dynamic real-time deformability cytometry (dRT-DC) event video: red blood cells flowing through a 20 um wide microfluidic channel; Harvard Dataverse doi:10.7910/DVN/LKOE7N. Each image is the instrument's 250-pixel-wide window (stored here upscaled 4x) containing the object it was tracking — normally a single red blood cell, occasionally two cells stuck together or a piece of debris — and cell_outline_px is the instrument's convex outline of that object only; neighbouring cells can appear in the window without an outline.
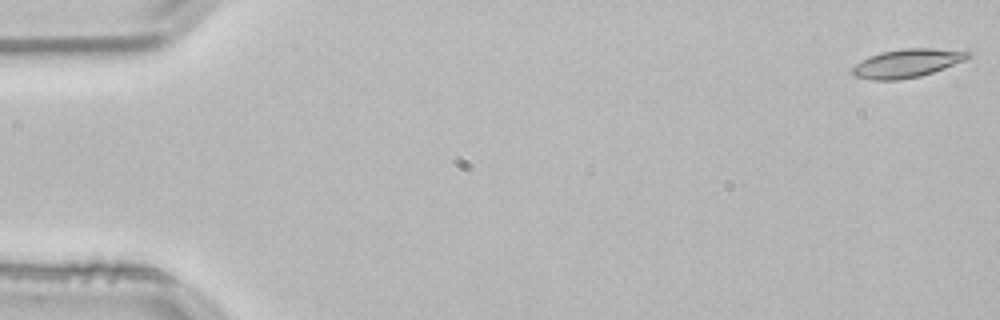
{"species": "common noctule bat (a hibernating species)", "species_latin": "Nyctalus noctula", "temperature_condition": "room temperature", "stored_images_in_passage": 49, "camera_frame_rate_fps": 3000, "um_per_image_px": 0.085, "animal": {"sex": "male", "body_mass_g": 21.5, "forearm_length_mm": 52.0}, "frame": {"image": 1, "passage_image": 1, "time_ms": 0.0, "image_size_px": [1000, 320], "cell_outline_px": [[972, 56], [964, 60], [944, 68], [920, 76], [900, 80], [872, 80], [856, 76], [852, 72], [852, 68], [856, 64], [880, 52], [904, 48], [932, 48], [972, 52]], "centroid_in_image_um": [77.13, 5.37], "position_along_channel_um": 7.9, "area_um2": 18.9}}
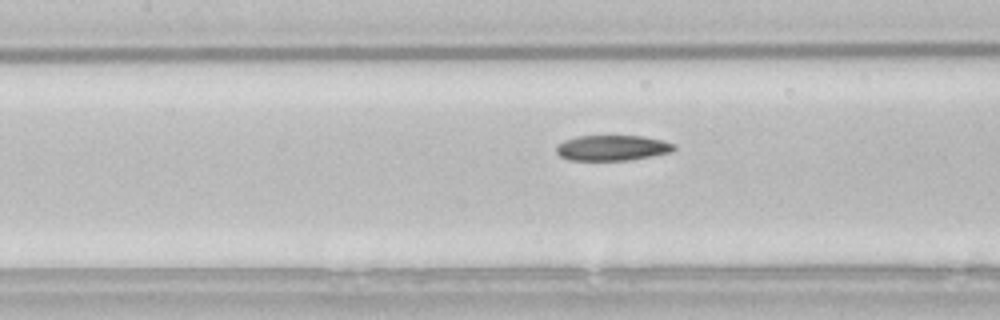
{"frame": {"image": 2, "passage_image": 24, "time_ms": 7.667, "image_size_px": [1000, 320], "cell_outline_px": [[676, 148], [672, 152], [628, 160], [568, 160], [560, 156], [556, 152], [556, 144], [564, 140], [576, 136], [644, 136], [664, 140], [676, 144]], "centroid_in_image_um": [52.04, 12.56], "position_along_channel_um": 155.4, "area_um2": 17.63}}
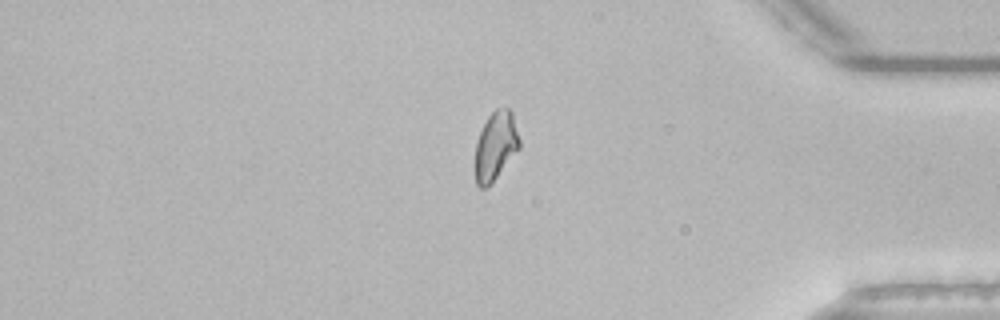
{"frame": {"image": 3, "passage_image": 45, "time_ms": 14.667, "image_size_px": [1000, 320], "cell_outline_px": [[520, 148], [496, 176], [484, 188], [480, 188], [476, 184], [476, 140], [488, 116], [496, 108], [508, 108], [512, 112], [520, 140]], "centroid_in_image_um": [42.14, 12.35], "position_along_channel_um": 393.1, "area_um2": 17.28}, "authors_computed_cell_mechanics": {"area_um2": 18.3226, "velocity_mm_per_s": 3.7975, "shape_relaxation_time_tau1_ms": 5.7607, "shape_relaxation_time_tau2_ms": 7.4789, "deformation_change_tau1": 0.1525, "deformation_change_tau2": 0.1173}}